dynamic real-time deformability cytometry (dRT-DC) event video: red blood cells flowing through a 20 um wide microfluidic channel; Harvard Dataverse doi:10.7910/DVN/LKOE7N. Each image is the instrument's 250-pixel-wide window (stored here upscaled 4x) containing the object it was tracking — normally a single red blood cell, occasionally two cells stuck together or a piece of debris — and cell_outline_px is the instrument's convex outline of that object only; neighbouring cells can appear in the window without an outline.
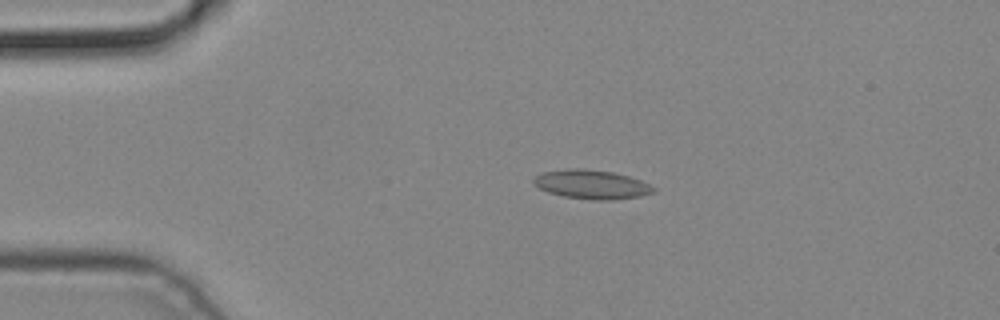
{"species": "common noctule bat (a hibernating species)", "species_latin": "Nyctalus noctula", "temperature_condition": "cold", "stored_images_in_passage": 3, "camera_frame_rate_fps": 3000, "um_per_image_px": 0.085, "animal": {"sex": "male", "body_mass_g": 19.2, "forearm_length_mm": 51.8}, "frame": {"image": 1, "passage_image": 2, "time_ms": 0.333, "image_size_px": [1000, 320], "cell_outline_px": [[656, 188], [652, 192], [640, 196], [612, 200], [592, 200], [564, 196], [548, 192], [532, 184], [532, 180], [536, 176], [544, 172], [568, 168], [580, 168], [612, 172], [628, 176], [640, 180]], "centroid_in_image_um": [50.26, 15.67], "position_along_channel_um": 34.7, "area_um2": 20.11}}